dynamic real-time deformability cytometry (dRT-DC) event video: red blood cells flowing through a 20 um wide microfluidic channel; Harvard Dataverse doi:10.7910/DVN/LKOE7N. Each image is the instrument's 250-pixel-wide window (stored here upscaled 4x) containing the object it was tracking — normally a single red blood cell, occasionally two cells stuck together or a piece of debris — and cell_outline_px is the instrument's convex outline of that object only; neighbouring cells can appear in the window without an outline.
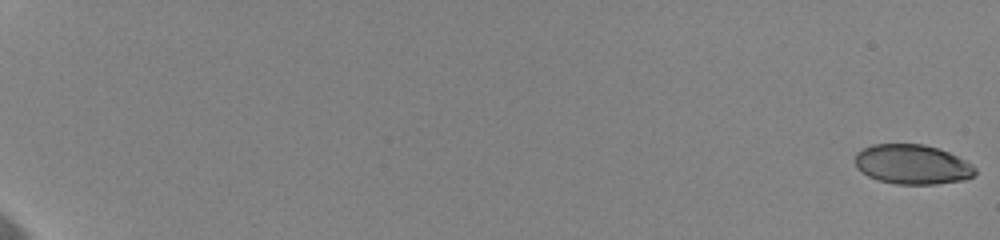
{"species": "human", "species_latin": "Homo sapiens", "temperature_condition": "cold", "stored_images_in_passage": 52, "camera_frame_rate_fps": 3000, "um_per_image_px": 0.085, "donor": {"sex": "female"}, "frame": {"image": 1, "passage_image": 1, "time_ms": 0.0, "image_size_px": [1000, 240], "cell_outline_px": [[976, 172], [972, 176], [964, 180], [936, 184], [896, 184], [880, 180], [868, 176], [856, 168], [856, 152], [872, 144], [924, 144], [948, 152], [972, 164], [976, 168]], "centroid_in_image_um": [77.54, 13.97], "position_along_channel_um": 7.5, "area_um2": 27.63}}
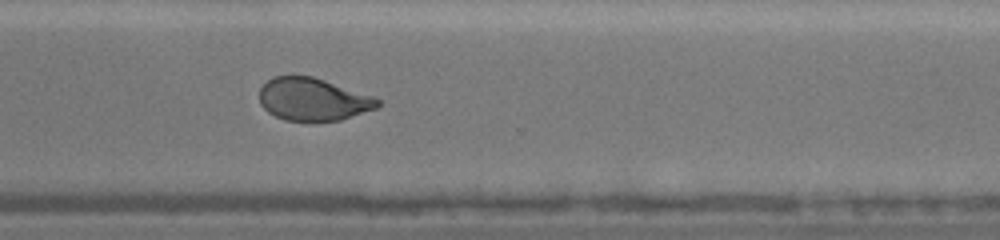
{"frame": {"image": 2, "passage_image": 41, "time_ms": 16.0, "image_size_px": [1000, 240], "cell_outline_px": [[380, 104], [376, 108], [340, 120], [284, 120], [268, 112], [260, 104], [260, 88], [272, 76], [312, 76], [372, 96], [380, 100]], "centroid_in_image_um": [26.58, 8.44], "position_along_channel_um": 344.0, "area_um2": 28.9}}
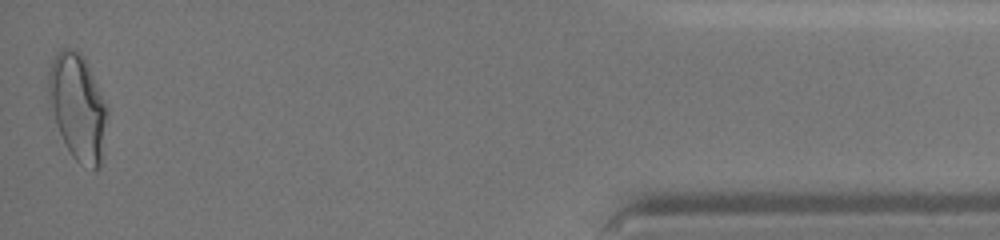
{"frame": {"image": 3, "passage_image": 52, "time_ms": 20.0, "image_size_px": [1000, 240], "cell_outline_px": [[108, 112], [100, 168], [92, 168], [80, 164], [72, 156], [56, 124], [48, 96], [48, 72], [52, 60], [60, 48], [72, 48], [80, 52], [84, 56], [108, 104]], "centroid_in_image_um": [6.63, 9.04], "position_along_channel_um": 428.6, "area_um2": 36.47}, "authors_computed_cell_mechanics": {"area_um2": 30.5762, "velocity_mm_per_s": 3.5604, "shape_relaxation_time_tau1_ms": 6.0803, "shape_relaxation_time_tau2_ms": 1.2002, "deformation_change_tau1": 0.1595, "deformation_change_tau2": 0.056}}